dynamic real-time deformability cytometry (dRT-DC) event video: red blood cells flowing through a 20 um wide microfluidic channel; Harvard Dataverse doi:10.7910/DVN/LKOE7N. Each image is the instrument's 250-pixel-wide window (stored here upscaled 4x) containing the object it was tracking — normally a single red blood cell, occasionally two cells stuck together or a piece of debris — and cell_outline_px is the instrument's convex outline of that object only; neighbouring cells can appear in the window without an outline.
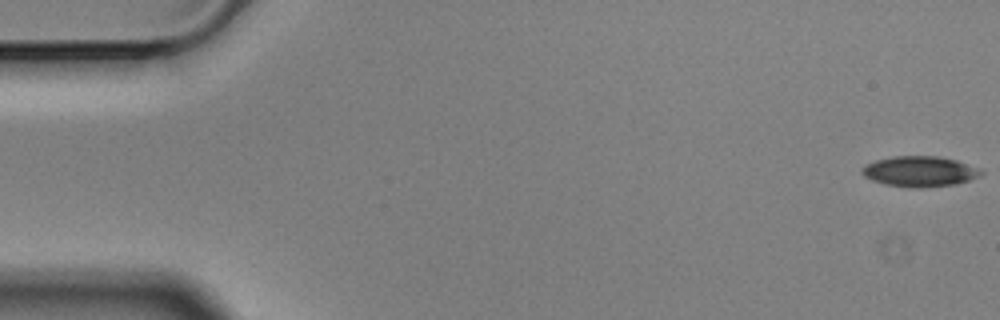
{"species": "Egyptian fruit bat (a non-hibernating species)", "species_latin": "Rousettus aegyptiacus", "temperature_condition": "cold", "stored_images_in_passage": 3, "camera_frame_rate_fps": 3000, "um_per_image_px": 0.085, "animal": {"sex": "male"}, "frame": {"image": 1, "passage_image": 1, "time_ms": 0.0, "image_size_px": [1000, 320], "cell_outline_px": [[984, 172], [980, 176], [956, 184], [920, 188], [908, 188], [888, 184], [872, 180], [864, 176], [860, 172], [868, 164], [876, 160], [892, 156], [940, 156], [956, 160], [976, 168]], "centroid_in_image_um": [78.17, 14.57], "position_along_channel_um": 6.8, "area_um2": 20.92}}